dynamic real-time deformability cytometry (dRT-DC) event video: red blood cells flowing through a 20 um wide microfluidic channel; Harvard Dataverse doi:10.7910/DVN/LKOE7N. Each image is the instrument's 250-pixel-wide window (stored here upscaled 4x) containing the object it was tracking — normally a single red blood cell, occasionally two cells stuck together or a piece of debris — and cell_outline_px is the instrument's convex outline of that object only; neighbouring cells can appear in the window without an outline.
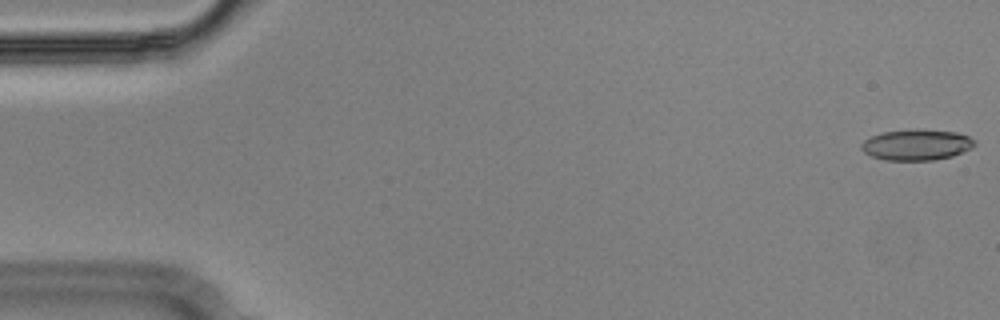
{"species": "Egyptian fruit bat (a non-hibernating species)", "species_latin": "Rousettus aegyptiacus", "temperature_condition": "cold", "stored_images_in_passage": 55, "camera_frame_rate_fps": 3000, "um_per_image_px": 0.085, "animal": {"sex": "male"}, "frame": {"image": 1, "passage_image": 1, "time_ms": 0.0, "image_size_px": [1000, 320], "cell_outline_px": [[976, 144], [972, 148], [952, 156], [932, 160], [884, 160], [872, 156], [864, 152], [860, 148], [860, 144], [864, 140], [872, 136], [884, 132], [956, 132], [968, 136], [976, 140]], "centroid_in_image_um": [77.91, 12.36], "position_along_channel_um": 7.1, "area_um2": 19.48}}
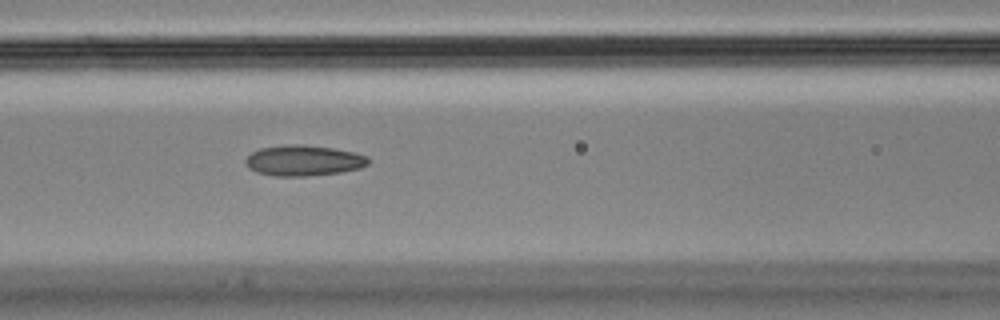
{"frame": {"image": 2, "passage_image": 23, "time_ms": 7.333, "image_size_px": [1000, 320], "cell_outline_px": [[368, 164], [360, 168], [340, 172], [308, 176], [272, 176], [256, 172], [248, 168], [244, 164], [244, 160], [252, 152], [260, 148], [288, 144], [300, 144], [332, 148], [356, 152], [368, 156]], "centroid_in_image_um": [25.78, 13.64], "position_along_channel_um": 140.8, "area_um2": 22.08}}
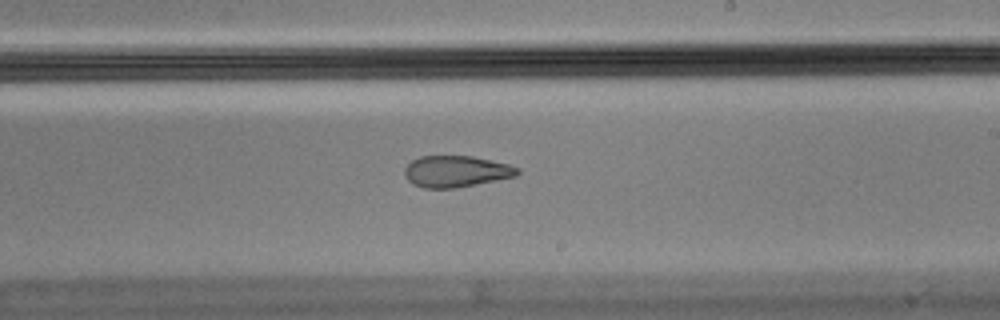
{"frame": {"image": 3, "passage_image": 32, "time_ms": 10.333, "image_size_px": [1000, 320], "cell_outline_px": [[520, 172], [516, 176], [456, 188], [424, 188], [412, 184], [404, 176], [404, 168], [412, 160], [420, 156], [472, 156], [508, 164], [520, 168]], "centroid_in_image_um": [38.74, 14.57], "position_along_channel_um": 250.3, "area_um2": 20.69}, "authors_computed_cell_mechanics": {"area_um2": 21.5594, "velocity_mm_per_s": 3.6621, "shape_relaxation_time_tau1_ms": null, "shape_relaxation_time_tau2_ms": 2.8398, "deformation_change_tau1": null, "deformation_change_tau2": 0.0984}}